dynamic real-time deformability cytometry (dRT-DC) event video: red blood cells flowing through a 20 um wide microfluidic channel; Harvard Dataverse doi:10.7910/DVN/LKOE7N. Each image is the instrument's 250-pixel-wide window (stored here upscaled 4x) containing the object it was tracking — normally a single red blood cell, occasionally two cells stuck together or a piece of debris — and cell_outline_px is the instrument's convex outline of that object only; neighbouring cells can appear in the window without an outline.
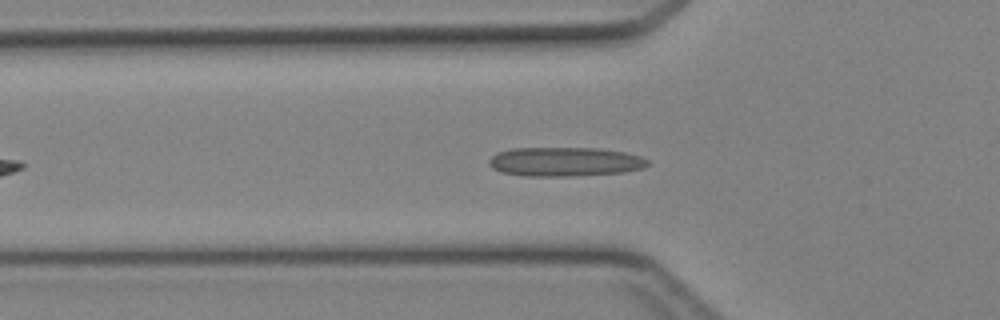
{"species": "Egyptian fruit bat (a non-hibernating species)", "species_latin": "Rousettus aegyptiacus", "temperature_condition": "cold", "stored_images_in_passage": 35, "camera_frame_rate_fps": 3000, "um_per_image_px": 0.085, "animal": {"sex": "female"}, "frame": {"image": 1, "passage_image": 8, "time_ms": 2.333, "image_size_px": [1000, 320], "cell_outline_px": [[652, 164], [644, 168], [624, 172], [572, 176], [524, 176], [500, 172], [492, 168], [488, 164], [488, 160], [496, 152], [512, 148], [600, 148], [624, 152], [640, 156], [648, 160]], "centroid_in_image_um": [48.01, 13.75], "position_along_channel_um": 77.8, "area_um2": 27.28}}
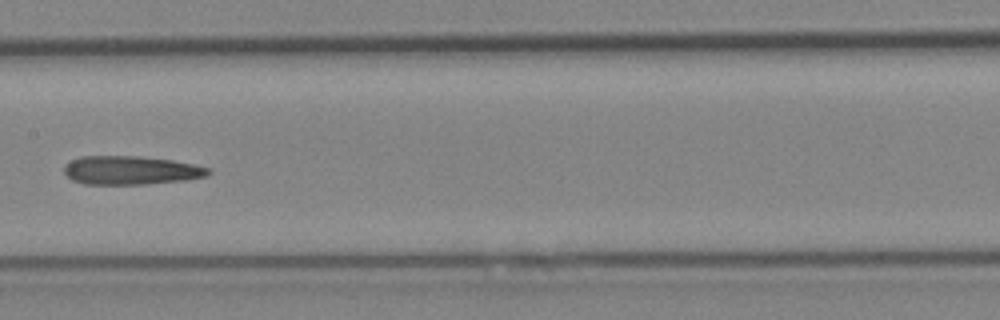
{"frame": {"image": 2, "passage_image": 16, "time_ms": 5.0, "image_size_px": [1000, 320], "cell_outline_px": [[212, 172], [208, 176], [188, 180], [148, 184], [84, 184], [72, 180], [64, 172], [64, 164], [80, 156], [136, 156], [172, 160], [212, 168]], "centroid_in_image_um": [11.16, 14.48], "position_along_channel_um": 196.2, "area_um2": 24.28}}
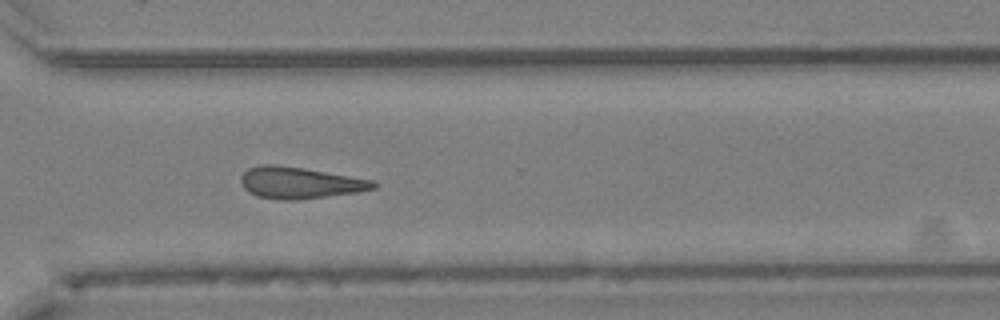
{"frame": {"image": 3, "passage_image": 26, "time_ms": 8.333, "image_size_px": [1000, 320], "cell_outline_px": [[380, 184], [376, 188], [356, 192], [300, 200], [280, 200], [256, 196], [248, 192], [244, 188], [240, 180], [240, 176], [248, 168], [260, 164], [272, 164], [304, 168], [376, 180]], "centroid_in_image_um": [25.5, 15.54], "position_along_channel_um": 345.1, "area_um2": 24.68}}